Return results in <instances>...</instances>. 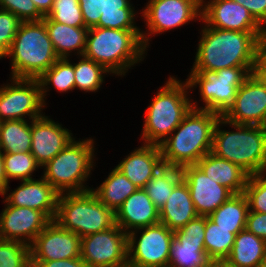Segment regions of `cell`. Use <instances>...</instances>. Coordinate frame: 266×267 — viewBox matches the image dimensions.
<instances>
[{
	"label": "cell",
	"mask_w": 266,
	"mask_h": 267,
	"mask_svg": "<svg viewBox=\"0 0 266 267\" xmlns=\"http://www.w3.org/2000/svg\"><path fill=\"white\" fill-rule=\"evenodd\" d=\"M191 70L219 71L227 67H253L263 32L215 29L206 24L201 31Z\"/></svg>",
	"instance_id": "1"
},
{
	"label": "cell",
	"mask_w": 266,
	"mask_h": 267,
	"mask_svg": "<svg viewBox=\"0 0 266 267\" xmlns=\"http://www.w3.org/2000/svg\"><path fill=\"white\" fill-rule=\"evenodd\" d=\"M220 116L213 111L191 108L180 125L159 145L163 164L182 168L196 164L211 152L213 132Z\"/></svg>",
	"instance_id": "2"
},
{
	"label": "cell",
	"mask_w": 266,
	"mask_h": 267,
	"mask_svg": "<svg viewBox=\"0 0 266 267\" xmlns=\"http://www.w3.org/2000/svg\"><path fill=\"white\" fill-rule=\"evenodd\" d=\"M229 125L234 131L221 130ZM212 153L245 170L250 176L266 172L265 126L235 124L220 116L213 132Z\"/></svg>",
	"instance_id": "3"
},
{
	"label": "cell",
	"mask_w": 266,
	"mask_h": 267,
	"mask_svg": "<svg viewBox=\"0 0 266 267\" xmlns=\"http://www.w3.org/2000/svg\"><path fill=\"white\" fill-rule=\"evenodd\" d=\"M146 50L141 30L91 27L83 55L104 66L110 74L124 76L134 64L143 61Z\"/></svg>",
	"instance_id": "4"
},
{
	"label": "cell",
	"mask_w": 266,
	"mask_h": 267,
	"mask_svg": "<svg viewBox=\"0 0 266 267\" xmlns=\"http://www.w3.org/2000/svg\"><path fill=\"white\" fill-rule=\"evenodd\" d=\"M11 78L38 79L58 59L43 21L21 22L11 48Z\"/></svg>",
	"instance_id": "5"
},
{
	"label": "cell",
	"mask_w": 266,
	"mask_h": 267,
	"mask_svg": "<svg viewBox=\"0 0 266 267\" xmlns=\"http://www.w3.org/2000/svg\"><path fill=\"white\" fill-rule=\"evenodd\" d=\"M187 81L170 76L147 107L142 131L143 144L160 145L191 110Z\"/></svg>",
	"instance_id": "6"
},
{
	"label": "cell",
	"mask_w": 266,
	"mask_h": 267,
	"mask_svg": "<svg viewBox=\"0 0 266 267\" xmlns=\"http://www.w3.org/2000/svg\"><path fill=\"white\" fill-rule=\"evenodd\" d=\"M94 141L75 138L61 150L44 168L43 178L59 193H81L91 190L85 186L94 163Z\"/></svg>",
	"instance_id": "7"
},
{
	"label": "cell",
	"mask_w": 266,
	"mask_h": 267,
	"mask_svg": "<svg viewBox=\"0 0 266 267\" xmlns=\"http://www.w3.org/2000/svg\"><path fill=\"white\" fill-rule=\"evenodd\" d=\"M54 221L80 238L116 225L115 212L91 191L59 194Z\"/></svg>",
	"instance_id": "8"
},
{
	"label": "cell",
	"mask_w": 266,
	"mask_h": 267,
	"mask_svg": "<svg viewBox=\"0 0 266 267\" xmlns=\"http://www.w3.org/2000/svg\"><path fill=\"white\" fill-rule=\"evenodd\" d=\"M253 67H227L219 71L191 70L186 79L189 89L199 86V92L205 106L193 109L213 111L221 116L234 103L238 88L252 74ZM196 103V104H195Z\"/></svg>",
	"instance_id": "9"
},
{
	"label": "cell",
	"mask_w": 266,
	"mask_h": 267,
	"mask_svg": "<svg viewBox=\"0 0 266 267\" xmlns=\"http://www.w3.org/2000/svg\"><path fill=\"white\" fill-rule=\"evenodd\" d=\"M173 237L174 231L160 222L128 233V267H168Z\"/></svg>",
	"instance_id": "10"
},
{
	"label": "cell",
	"mask_w": 266,
	"mask_h": 267,
	"mask_svg": "<svg viewBox=\"0 0 266 267\" xmlns=\"http://www.w3.org/2000/svg\"><path fill=\"white\" fill-rule=\"evenodd\" d=\"M142 10L141 17L145 18L150 33L141 31V39L147 49L150 40L148 36L178 28L193 19L201 20L202 0H150Z\"/></svg>",
	"instance_id": "11"
},
{
	"label": "cell",
	"mask_w": 266,
	"mask_h": 267,
	"mask_svg": "<svg viewBox=\"0 0 266 267\" xmlns=\"http://www.w3.org/2000/svg\"><path fill=\"white\" fill-rule=\"evenodd\" d=\"M80 257L87 267H128L127 233L116 224L82 237Z\"/></svg>",
	"instance_id": "12"
},
{
	"label": "cell",
	"mask_w": 266,
	"mask_h": 267,
	"mask_svg": "<svg viewBox=\"0 0 266 267\" xmlns=\"http://www.w3.org/2000/svg\"><path fill=\"white\" fill-rule=\"evenodd\" d=\"M0 87V120H30L41 117L45 105L37 79L11 78ZM42 109V110H41Z\"/></svg>",
	"instance_id": "13"
},
{
	"label": "cell",
	"mask_w": 266,
	"mask_h": 267,
	"mask_svg": "<svg viewBox=\"0 0 266 267\" xmlns=\"http://www.w3.org/2000/svg\"><path fill=\"white\" fill-rule=\"evenodd\" d=\"M235 124H266V85L253 74L238 88L234 103L222 115Z\"/></svg>",
	"instance_id": "14"
},
{
	"label": "cell",
	"mask_w": 266,
	"mask_h": 267,
	"mask_svg": "<svg viewBox=\"0 0 266 267\" xmlns=\"http://www.w3.org/2000/svg\"><path fill=\"white\" fill-rule=\"evenodd\" d=\"M31 261H53L81 256V238L51 221L30 245Z\"/></svg>",
	"instance_id": "15"
},
{
	"label": "cell",
	"mask_w": 266,
	"mask_h": 267,
	"mask_svg": "<svg viewBox=\"0 0 266 267\" xmlns=\"http://www.w3.org/2000/svg\"><path fill=\"white\" fill-rule=\"evenodd\" d=\"M50 222L41 211L5 204L0 214V240L21 241L30 246Z\"/></svg>",
	"instance_id": "16"
},
{
	"label": "cell",
	"mask_w": 266,
	"mask_h": 267,
	"mask_svg": "<svg viewBox=\"0 0 266 267\" xmlns=\"http://www.w3.org/2000/svg\"><path fill=\"white\" fill-rule=\"evenodd\" d=\"M182 179L189 187L195 210L200 216H209L234 193L208 177L196 164L181 168Z\"/></svg>",
	"instance_id": "17"
},
{
	"label": "cell",
	"mask_w": 266,
	"mask_h": 267,
	"mask_svg": "<svg viewBox=\"0 0 266 267\" xmlns=\"http://www.w3.org/2000/svg\"><path fill=\"white\" fill-rule=\"evenodd\" d=\"M202 0L201 20L208 27L240 32H264V28L241 4L232 0Z\"/></svg>",
	"instance_id": "18"
},
{
	"label": "cell",
	"mask_w": 266,
	"mask_h": 267,
	"mask_svg": "<svg viewBox=\"0 0 266 267\" xmlns=\"http://www.w3.org/2000/svg\"><path fill=\"white\" fill-rule=\"evenodd\" d=\"M31 154L42 167L63 150L74 138L67 128L44 114L30 121Z\"/></svg>",
	"instance_id": "19"
},
{
	"label": "cell",
	"mask_w": 266,
	"mask_h": 267,
	"mask_svg": "<svg viewBox=\"0 0 266 267\" xmlns=\"http://www.w3.org/2000/svg\"><path fill=\"white\" fill-rule=\"evenodd\" d=\"M5 197L3 203L16 207H28L43 212L54 221L59 193L41 176L25 180Z\"/></svg>",
	"instance_id": "20"
},
{
	"label": "cell",
	"mask_w": 266,
	"mask_h": 267,
	"mask_svg": "<svg viewBox=\"0 0 266 267\" xmlns=\"http://www.w3.org/2000/svg\"><path fill=\"white\" fill-rule=\"evenodd\" d=\"M116 224L127 234L160 222L159 209L143 188H138L115 212Z\"/></svg>",
	"instance_id": "21"
},
{
	"label": "cell",
	"mask_w": 266,
	"mask_h": 267,
	"mask_svg": "<svg viewBox=\"0 0 266 267\" xmlns=\"http://www.w3.org/2000/svg\"><path fill=\"white\" fill-rule=\"evenodd\" d=\"M164 166L159 145L142 144L115 166L135 186L144 188L160 168Z\"/></svg>",
	"instance_id": "22"
},
{
	"label": "cell",
	"mask_w": 266,
	"mask_h": 267,
	"mask_svg": "<svg viewBox=\"0 0 266 267\" xmlns=\"http://www.w3.org/2000/svg\"><path fill=\"white\" fill-rule=\"evenodd\" d=\"M160 223L177 231L198 216L191 199L189 187L182 179L172 190L171 196L159 210Z\"/></svg>",
	"instance_id": "23"
},
{
	"label": "cell",
	"mask_w": 266,
	"mask_h": 267,
	"mask_svg": "<svg viewBox=\"0 0 266 267\" xmlns=\"http://www.w3.org/2000/svg\"><path fill=\"white\" fill-rule=\"evenodd\" d=\"M196 165L208 176L230 189L234 194L244 193L249 174L235 163L209 152Z\"/></svg>",
	"instance_id": "24"
},
{
	"label": "cell",
	"mask_w": 266,
	"mask_h": 267,
	"mask_svg": "<svg viewBox=\"0 0 266 267\" xmlns=\"http://www.w3.org/2000/svg\"><path fill=\"white\" fill-rule=\"evenodd\" d=\"M48 31L54 51L59 58H69L72 51L78 56L85 52L89 28H77L53 21L45 16L42 20Z\"/></svg>",
	"instance_id": "25"
},
{
	"label": "cell",
	"mask_w": 266,
	"mask_h": 267,
	"mask_svg": "<svg viewBox=\"0 0 266 267\" xmlns=\"http://www.w3.org/2000/svg\"><path fill=\"white\" fill-rule=\"evenodd\" d=\"M266 251V241L247 231L235 236L231 253L223 264L227 267H261Z\"/></svg>",
	"instance_id": "26"
},
{
	"label": "cell",
	"mask_w": 266,
	"mask_h": 267,
	"mask_svg": "<svg viewBox=\"0 0 266 267\" xmlns=\"http://www.w3.org/2000/svg\"><path fill=\"white\" fill-rule=\"evenodd\" d=\"M138 189L119 169H112L108 177L91 191L109 209L116 212L121 204Z\"/></svg>",
	"instance_id": "27"
},
{
	"label": "cell",
	"mask_w": 266,
	"mask_h": 267,
	"mask_svg": "<svg viewBox=\"0 0 266 267\" xmlns=\"http://www.w3.org/2000/svg\"><path fill=\"white\" fill-rule=\"evenodd\" d=\"M244 229H224L205 216L204 247L207 257L215 263H223L231 253L235 236Z\"/></svg>",
	"instance_id": "28"
},
{
	"label": "cell",
	"mask_w": 266,
	"mask_h": 267,
	"mask_svg": "<svg viewBox=\"0 0 266 267\" xmlns=\"http://www.w3.org/2000/svg\"><path fill=\"white\" fill-rule=\"evenodd\" d=\"M248 212L247 198L240 193L232 195L208 218L224 229H245Z\"/></svg>",
	"instance_id": "29"
},
{
	"label": "cell",
	"mask_w": 266,
	"mask_h": 267,
	"mask_svg": "<svg viewBox=\"0 0 266 267\" xmlns=\"http://www.w3.org/2000/svg\"><path fill=\"white\" fill-rule=\"evenodd\" d=\"M31 124L26 120L3 121L0 126V150L3 153L31 151Z\"/></svg>",
	"instance_id": "30"
},
{
	"label": "cell",
	"mask_w": 266,
	"mask_h": 267,
	"mask_svg": "<svg viewBox=\"0 0 266 267\" xmlns=\"http://www.w3.org/2000/svg\"><path fill=\"white\" fill-rule=\"evenodd\" d=\"M131 0H104V13L95 27L123 30H141L135 25L134 7Z\"/></svg>",
	"instance_id": "31"
},
{
	"label": "cell",
	"mask_w": 266,
	"mask_h": 267,
	"mask_svg": "<svg viewBox=\"0 0 266 267\" xmlns=\"http://www.w3.org/2000/svg\"><path fill=\"white\" fill-rule=\"evenodd\" d=\"M182 180V170L178 167L163 166L143 188L154 205L160 210L171 196L174 187Z\"/></svg>",
	"instance_id": "32"
},
{
	"label": "cell",
	"mask_w": 266,
	"mask_h": 267,
	"mask_svg": "<svg viewBox=\"0 0 266 267\" xmlns=\"http://www.w3.org/2000/svg\"><path fill=\"white\" fill-rule=\"evenodd\" d=\"M69 58H59L46 72H44L37 80L40 84L41 97L45 104V96L51 89L50 84L58 90V92H66L75 89L74 64ZM49 85V86H48Z\"/></svg>",
	"instance_id": "33"
},
{
	"label": "cell",
	"mask_w": 266,
	"mask_h": 267,
	"mask_svg": "<svg viewBox=\"0 0 266 267\" xmlns=\"http://www.w3.org/2000/svg\"><path fill=\"white\" fill-rule=\"evenodd\" d=\"M211 263L204 243L179 242L173 237L168 267H208Z\"/></svg>",
	"instance_id": "34"
},
{
	"label": "cell",
	"mask_w": 266,
	"mask_h": 267,
	"mask_svg": "<svg viewBox=\"0 0 266 267\" xmlns=\"http://www.w3.org/2000/svg\"><path fill=\"white\" fill-rule=\"evenodd\" d=\"M107 73L110 72L104 66L82 55L79 62L74 63L75 88L85 92H97Z\"/></svg>",
	"instance_id": "35"
},
{
	"label": "cell",
	"mask_w": 266,
	"mask_h": 267,
	"mask_svg": "<svg viewBox=\"0 0 266 267\" xmlns=\"http://www.w3.org/2000/svg\"><path fill=\"white\" fill-rule=\"evenodd\" d=\"M3 160L8 182L10 179L33 180L32 173L41 168L31 152L3 153Z\"/></svg>",
	"instance_id": "36"
},
{
	"label": "cell",
	"mask_w": 266,
	"mask_h": 267,
	"mask_svg": "<svg viewBox=\"0 0 266 267\" xmlns=\"http://www.w3.org/2000/svg\"><path fill=\"white\" fill-rule=\"evenodd\" d=\"M0 267H31L30 246L21 241L0 240Z\"/></svg>",
	"instance_id": "37"
},
{
	"label": "cell",
	"mask_w": 266,
	"mask_h": 267,
	"mask_svg": "<svg viewBox=\"0 0 266 267\" xmlns=\"http://www.w3.org/2000/svg\"><path fill=\"white\" fill-rule=\"evenodd\" d=\"M48 18L65 25L87 28L82 16L78 0H54Z\"/></svg>",
	"instance_id": "38"
},
{
	"label": "cell",
	"mask_w": 266,
	"mask_h": 267,
	"mask_svg": "<svg viewBox=\"0 0 266 267\" xmlns=\"http://www.w3.org/2000/svg\"><path fill=\"white\" fill-rule=\"evenodd\" d=\"M244 195L249 211L266 213V172L249 176Z\"/></svg>",
	"instance_id": "39"
},
{
	"label": "cell",
	"mask_w": 266,
	"mask_h": 267,
	"mask_svg": "<svg viewBox=\"0 0 266 267\" xmlns=\"http://www.w3.org/2000/svg\"><path fill=\"white\" fill-rule=\"evenodd\" d=\"M0 9L12 12L22 22L42 21L44 18L32 0H0Z\"/></svg>",
	"instance_id": "40"
},
{
	"label": "cell",
	"mask_w": 266,
	"mask_h": 267,
	"mask_svg": "<svg viewBox=\"0 0 266 267\" xmlns=\"http://www.w3.org/2000/svg\"><path fill=\"white\" fill-rule=\"evenodd\" d=\"M21 22L12 12L0 9V53L3 56L11 48Z\"/></svg>",
	"instance_id": "41"
},
{
	"label": "cell",
	"mask_w": 266,
	"mask_h": 267,
	"mask_svg": "<svg viewBox=\"0 0 266 267\" xmlns=\"http://www.w3.org/2000/svg\"><path fill=\"white\" fill-rule=\"evenodd\" d=\"M205 216L198 215L184 227L174 231L179 242L204 243Z\"/></svg>",
	"instance_id": "42"
},
{
	"label": "cell",
	"mask_w": 266,
	"mask_h": 267,
	"mask_svg": "<svg viewBox=\"0 0 266 267\" xmlns=\"http://www.w3.org/2000/svg\"><path fill=\"white\" fill-rule=\"evenodd\" d=\"M85 27H95L104 13V0H78Z\"/></svg>",
	"instance_id": "43"
},
{
	"label": "cell",
	"mask_w": 266,
	"mask_h": 267,
	"mask_svg": "<svg viewBox=\"0 0 266 267\" xmlns=\"http://www.w3.org/2000/svg\"><path fill=\"white\" fill-rule=\"evenodd\" d=\"M245 229L266 241V213L249 211Z\"/></svg>",
	"instance_id": "44"
},
{
	"label": "cell",
	"mask_w": 266,
	"mask_h": 267,
	"mask_svg": "<svg viewBox=\"0 0 266 267\" xmlns=\"http://www.w3.org/2000/svg\"><path fill=\"white\" fill-rule=\"evenodd\" d=\"M244 6L253 18L266 28V0H232Z\"/></svg>",
	"instance_id": "45"
},
{
	"label": "cell",
	"mask_w": 266,
	"mask_h": 267,
	"mask_svg": "<svg viewBox=\"0 0 266 267\" xmlns=\"http://www.w3.org/2000/svg\"><path fill=\"white\" fill-rule=\"evenodd\" d=\"M31 267H87L81 257L53 261H31Z\"/></svg>",
	"instance_id": "46"
},
{
	"label": "cell",
	"mask_w": 266,
	"mask_h": 267,
	"mask_svg": "<svg viewBox=\"0 0 266 267\" xmlns=\"http://www.w3.org/2000/svg\"><path fill=\"white\" fill-rule=\"evenodd\" d=\"M252 74L266 85V57L260 51L256 56Z\"/></svg>",
	"instance_id": "47"
},
{
	"label": "cell",
	"mask_w": 266,
	"mask_h": 267,
	"mask_svg": "<svg viewBox=\"0 0 266 267\" xmlns=\"http://www.w3.org/2000/svg\"><path fill=\"white\" fill-rule=\"evenodd\" d=\"M9 182L4 171L3 152L0 150V195L5 196L9 190Z\"/></svg>",
	"instance_id": "48"
},
{
	"label": "cell",
	"mask_w": 266,
	"mask_h": 267,
	"mask_svg": "<svg viewBox=\"0 0 266 267\" xmlns=\"http://www.w3.org/2000/svg\"><path fill=\"white\" fill-rule=\"evenodd\" d=\"M38 11L45 17L52 9L54 0H32Z\"/></svg>",
	"instance_id": "49"
},
{
	"label": "cell",
	"mask_w": 266,
	"mask_h": 267,
	"mask_svg": "<svg viewBox=\"0 0 266 267\" xmlns=\"http://www.w3.org/2000/svg\"><path fill=\"white\" fill-rule=\"evenodd\" d=\"M265 57H266V28L264 32L260 36V50H259Z\"/></svg>",
	"instance_id": "50"
},
{
	"label": "cell",
	"mask_w": 266,
	"mask_h": 267,
	"mask_svg": "<svg viewBox=\"0 0 266 267\" xmlns=\"http://www.w3.org/2000/svg\"><path fill=\"white\" fill-rule=\"evenodd\" d=\"M208 267H222V263L212 262Z\"/></svg>",
	"instance_id": "51"
},
{
	"label": "cell",
	"mask_w": 266,
	"mask_h": 267,
	"mask_svg": "<svg viewBox=\"0 0 266 267\" xmlns=\"http://www.w3.org/2000/svg\"><path fill=\"white\" fill-rule=\"evenodd\" d=\"M261 267H266V251H265V256L263 258V263Z\"/></svg>",
	"instance_id": "52"
},
{
	"label": "cell",
	"mask_w": 266,
	"mask_h": 267,
	"mask_svg": "<svg viewBox=\"0 0 266 267\" xmlns=\"http://www.w3.org/2000/svg\"><path fill=\"white\" fill-rule=\"evenodd\" d=\"M4 58V56L0 53V59Z\"/></svg>",
	"instance_id": "53"
}]
</instances>
